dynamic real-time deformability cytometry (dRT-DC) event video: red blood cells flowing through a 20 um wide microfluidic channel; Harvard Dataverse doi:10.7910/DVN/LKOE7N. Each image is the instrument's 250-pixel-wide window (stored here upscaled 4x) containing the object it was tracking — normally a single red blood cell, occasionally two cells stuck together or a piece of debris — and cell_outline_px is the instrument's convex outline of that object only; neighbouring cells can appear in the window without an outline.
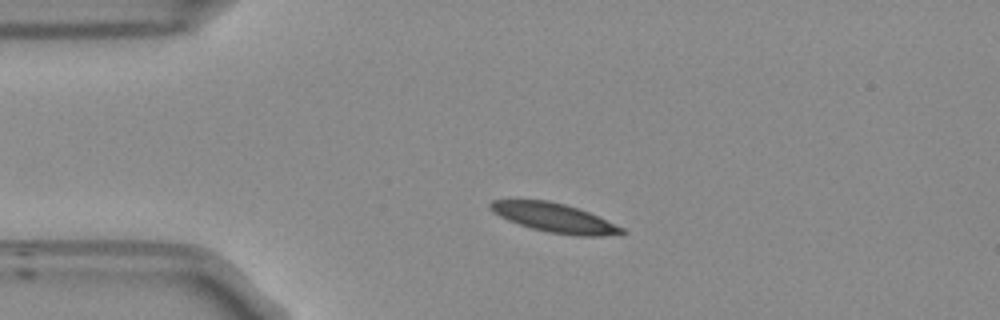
{"species": "Egyptian fruit bat (a non-hibernating species)", "species_latin": "Rousettus aegyptiacus", "temperature_condition": "room temperature", "stored_images_in_passage": 44, "camera_frame_rate_fps": 3000, "um_per_image_px": 0.085, "frame": {"image": 1, "passage_image": 1, "time_ms": 0.0, "image_size_px": [1000, 320], "cell_outline_px": [[628, 232], [604, 236], [576, 236], [548, 232], [532, 228], [508, 220], [492, 212], [488, 208], [488, 204], [492, 200], [548, 200], [564, 204], [588, 212], [624, 228]], "centroid_in_image_um": [47.1, 18.51], "position_along_channel_um": 37.9, "area_um2": 22.08}}
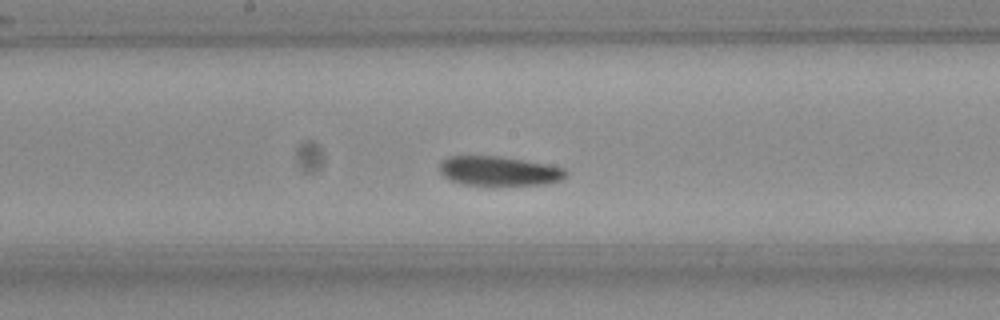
{"frame": {"image": 2, "passage_image": 17, "time_ms": 5.333, "image_size_px": [1000, 320], "cell_outline_px": [[568, 172], [560, 180], [544, 184], [464, 184], [452, 180], [444, 176], [440, 172], [440, 164], [448, 156], [500, 156], [544, 164], [564, 168]], "centroid_in_image_um": [42.39, 14.52], "position_along_channel_um": 205.8, "area_um2": 21.04}}
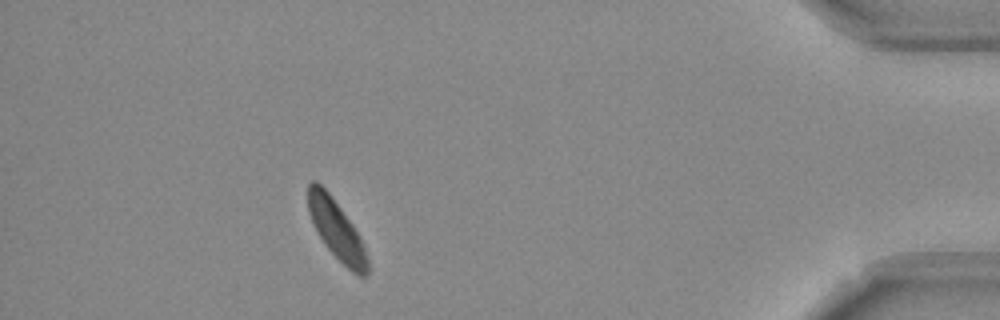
{"frame": {"image": 3, "passage_image": 38, "time_ms": 12.333, "image_size_px": [1000, 320], "cell_outline_px": [[368, 272], [364, 276], [360, 276], [352, 272], [324, 244], [308, 212], [308, 184], [312, 180], [316, 180], [328, 192], [352, 224], [364, 244], [368, 260]], "centroid_in_image_um": [28.61, 19.52], "position_along_channel_um": 406.6, "area_um2": 20.06}, "authors_computed_cell_mechanics": {"area_um2": 21.7906, "velocity_mm_per_s": 3.6747, "shape_relaxation_time_tau1_ms": null, "shape_relaxation_time_tau2_ms": 5.5704, "deformation_change_tau1": null, "deformation_change_tau2": 0.0898}}